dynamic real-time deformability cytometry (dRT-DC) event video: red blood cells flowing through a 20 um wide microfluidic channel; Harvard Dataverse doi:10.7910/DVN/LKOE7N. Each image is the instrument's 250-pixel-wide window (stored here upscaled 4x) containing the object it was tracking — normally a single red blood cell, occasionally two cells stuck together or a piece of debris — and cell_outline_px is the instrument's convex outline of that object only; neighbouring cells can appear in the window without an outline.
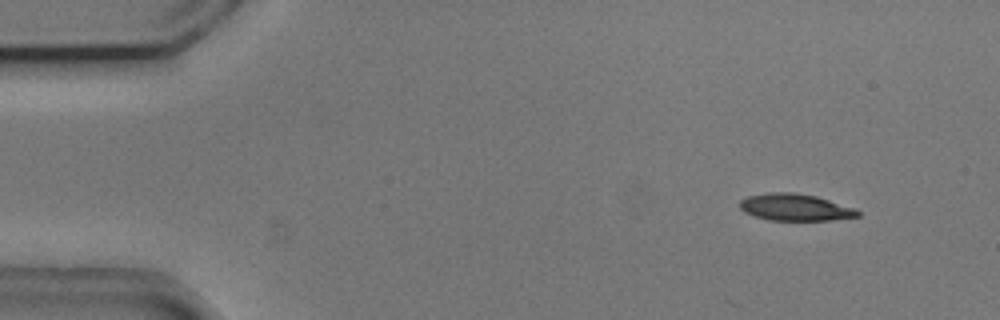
{"species": "common noctule bat (a hibernating species)", "species_latin": "Nyctalus noctula", "temperature_condition": "cold", "stored_images_in_passage": 12, "camera_frame_rate_fps": 3000, "um_per_image_px": 0.085, "animal": {"sex": "male", "body_mass_g": 20.5, "forearm_length_mm": 52.5}, "frame": {"image": 1, "passage_image": 5, "time_ms": 1.333, "image_size_px": [1000, 320], "cell_outline_px": [[860, 216], [832, 220], [768, 220], [752, 216], [744, 212], [740, 208], [740, 200], [748, 196], [768, 192], [792, 192], [816, 196], [856, 208], [860, 212]], "centroid_in_image_um": [67.58, 17.62], "position_along_channel_um": 17.4, "area_um2": 18.61}}